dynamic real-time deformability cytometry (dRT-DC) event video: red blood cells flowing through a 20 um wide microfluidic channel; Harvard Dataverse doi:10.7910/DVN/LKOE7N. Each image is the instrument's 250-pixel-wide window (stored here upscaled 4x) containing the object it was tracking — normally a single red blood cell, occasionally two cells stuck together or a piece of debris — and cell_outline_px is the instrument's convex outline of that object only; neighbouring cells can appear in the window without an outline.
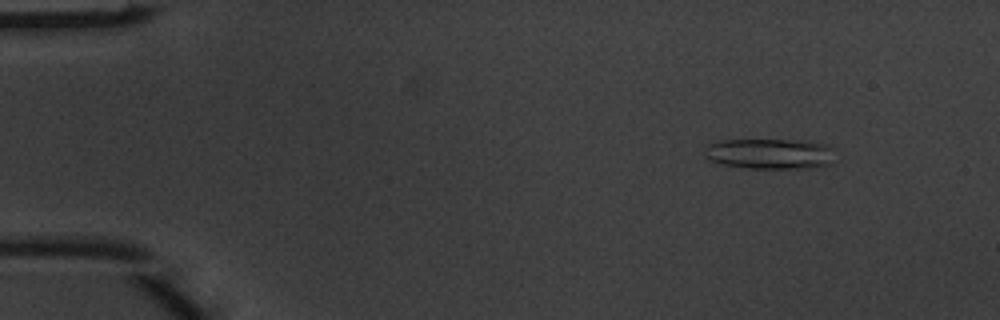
{"species": "common noctule bat (a hibernating species)", "species_latin": "Nyctalus noctula", "temperature_condition": "warm", "stored_images_in_passage": 4, "camera_frame_rate_fps": 3000, "um_per_image_px": 0.085, "animal": {"sex": "male", "body_mass_g": 20.1, "forearm_length_mm": 53.5}, "frame": {"image": 1, "passage_image": 1, "time_ms": 0.0, "image_size_px": [1000, 320], "cell_outline_px": [[840, 160], [832, 164], [816, 168], [744, 168], [720, 164], [704, 156], [704, 148], [708, 144], [720, 140], [796, 140], [828, 144], [832, 148]], "centroid_in_image_um": [65.53, 13.08], "position_along_channel_um": 19.5, "area_um2": 23.87}}